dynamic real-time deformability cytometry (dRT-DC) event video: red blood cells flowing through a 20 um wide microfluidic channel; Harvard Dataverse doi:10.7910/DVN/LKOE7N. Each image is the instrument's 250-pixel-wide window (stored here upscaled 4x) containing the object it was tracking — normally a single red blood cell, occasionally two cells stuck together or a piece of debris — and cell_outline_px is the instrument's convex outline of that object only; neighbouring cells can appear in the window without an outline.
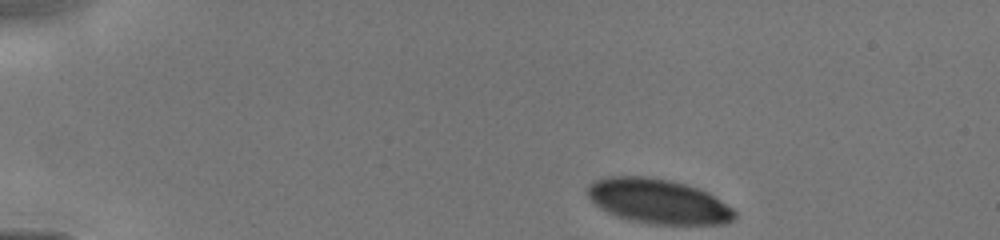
{"species": "human", "species_latin": "Homo sapiens", "temperature_condition": "cold", "stored_images_in_passage": 11, "camera_frame_rate_fps": 3000, "um_per_image_px": 0.085, "donor": {"sex": "male"}, "frame": {"image": 1, "passage_image": 1, "time_ms": 0.0, "image_size_px": [1000, 240], "cell_outline_px": [[736, 216], [732, 220], [724, 224], [652, 224], [628, 220], [616, 216], [600, 208], [588, 196], [588, 188], [596, 180], [604, 176], [644, 176], [668, 180], [684, 184], [708, 192], [732, 208], [736, 212]], "centroid_in_image_um": [55.95, 17.12], "position_along_channel_um": 29.1, "area_um2": 38.03}}
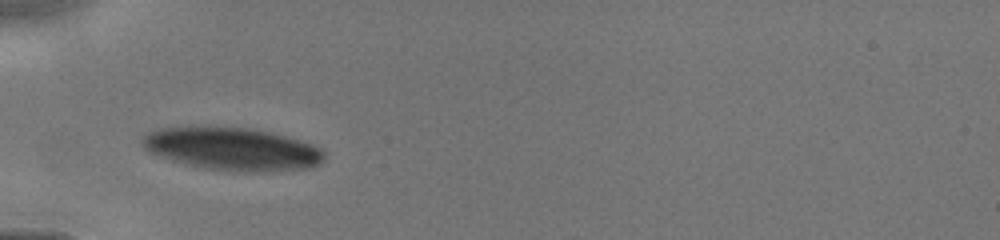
{"frame": {"image": 2, "passage_image": 6, "time_ms": 2.667, "image_size_px": [1000, 240], "cell_outline_px": [[324, 156], [320, 164], [308, 168], [248, 172], [244, 172], [204, 168], [172, 160], [148, 152], [140, 144], [140, 140], [144, 132], [160, 128], [196, 124], [212, 124], [248, 128], [272, 132], [288, 136], [312, 144], [320, 148], [324, 152]], "centroid_in_image_um": [19.65, 12.6], "position_along_channel_um": 65.4, "area_um2": 46.41}}
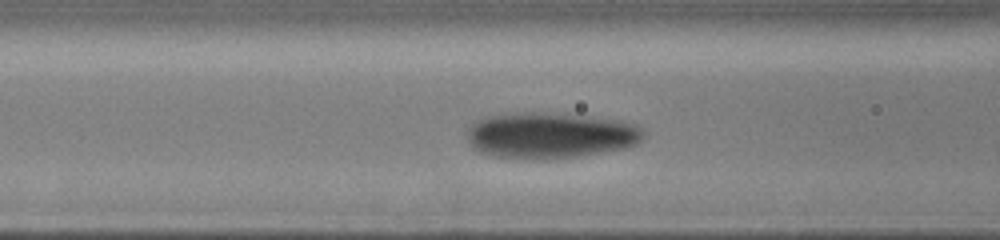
{"frame": {"image": 3, "passage_image": 9, "time_ms": 4.0, "image_size_px": [1000, 240], "cell_outline_px": [[644, 136], [636, 144], [624, 148], [580, 156], [548, 160], [536, 160], [492, 156], [480, 152], [472, 148], [468, 140], [468, 128], [472, 124], [480, 120], [504, 112], [540, 112], [584, 116], [620, 120], [636, 124], [644, 132]], "centroid_in_image_um": [46.75, 11.52], "position_along_channel_um": 119.8, "area_um2": 47.51}}